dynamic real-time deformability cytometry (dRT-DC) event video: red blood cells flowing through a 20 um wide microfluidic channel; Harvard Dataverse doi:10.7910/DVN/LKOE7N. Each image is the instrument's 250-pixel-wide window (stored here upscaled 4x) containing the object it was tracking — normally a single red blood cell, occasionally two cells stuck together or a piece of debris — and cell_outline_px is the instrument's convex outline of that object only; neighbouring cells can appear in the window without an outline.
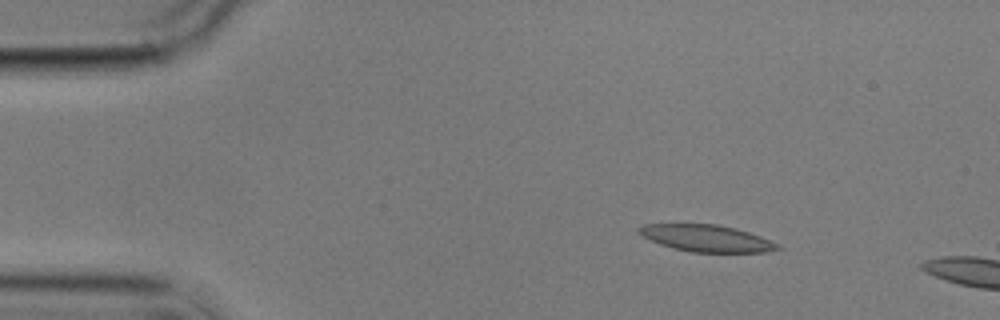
{"species": "common noctule bat (a hibernating species)", "species_latin": "Nyctalus noctula", "temperature_condition": "cold", "stored_images_in_passage": 3, "camera_frame_rate_fps": 3000, "um_per_image_px": 0.085, "animal": {"sex": "male", "body_mass_g": 17.9}, "frame": {"image": 1, "passage_image": 2, "time_ms": 1.333, "image_size_px": [1000, 320], "cell_outline_px": [[784, 248], [764, 252], [692, 252], [672, 248], [660, 244], [640, 236], [636, 232], [636, 228], [640, 224], [716, 224], [736, 228], [760, 236], [780, 244]], "centroid_in_image_um": [60.01, 20.25], "position_along_channel_um": 25.0, "area_um2": 21.91}}